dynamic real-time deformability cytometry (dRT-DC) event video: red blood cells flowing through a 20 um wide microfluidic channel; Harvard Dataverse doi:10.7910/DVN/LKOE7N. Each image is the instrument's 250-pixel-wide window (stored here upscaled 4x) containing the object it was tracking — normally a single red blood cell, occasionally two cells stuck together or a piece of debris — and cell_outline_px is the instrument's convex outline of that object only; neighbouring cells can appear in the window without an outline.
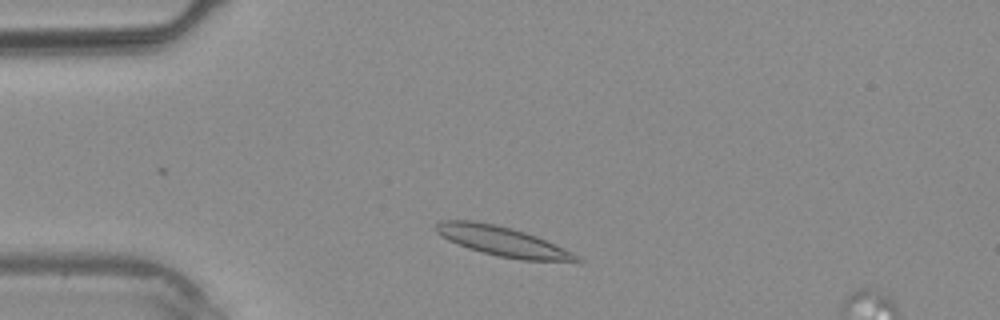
{"species": "common noctule bat (a hibernating species)", "species_latin": "Nyctalus noctula", "temperature_condition": "warm", "stored_images_in_passage": 34, "segment_of_instrument_passage": [1, 2], "camera_frame_rate_fps": 3000, "um_per_image_px": 0.085, "animal": {"sex": "male", "body_mass_g": 20.4}, "frame": {"image": 1, "passage_image": 4, "time_ms": 1.0, "image_size_px": [1000, 320], "cell_outline_px": [[584, 260], [580, 264], [520, 260], [500, 256], [468, 248], [448, 240], [440, 236], [436, 232], [436, 224], [440, 220], [472, 220], [496, 224], [512, 228], [536, 236], [572, 252], [580, 256]], "centroid_in_image_um": [42.83, 20.55], "position_along_channel_um": 42.2, "area_um2": 24.74}}
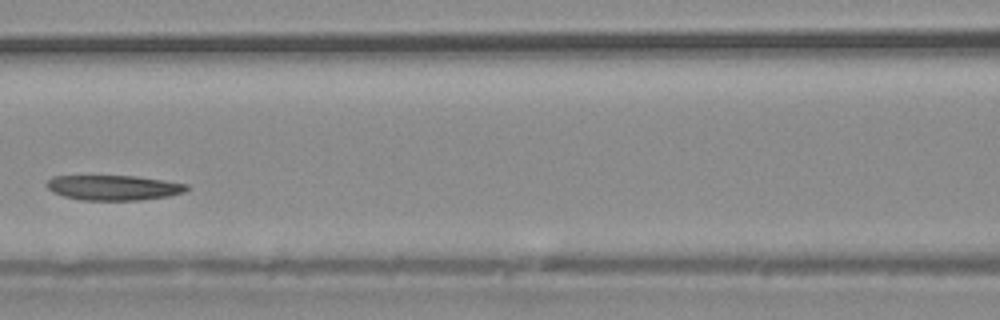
{"frame": {"image": 2, "passage_image": 12, "time_ms": 3.667, "image_size_px": [1000, 320], "cell_outline_px": [[188, 188], [184, 192], [168, 196], [140, 200], [80, 200], [64, 196], [52, 192], [44, 184], [52, 176], [136, 176], [164, 180], [188, 184]], "centroid_in_image_um": [9.63, 15.95], "position_along_channel_um": 157.0, "area_um2": 20.46}}
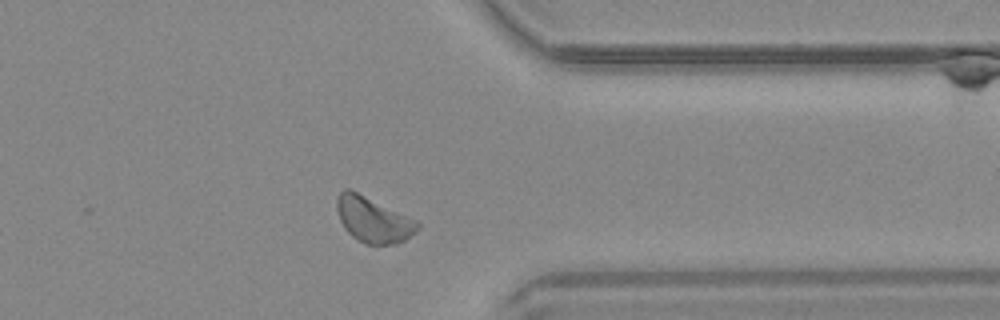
{"frame": {"image": 3, "passage_image": 25, "time_ms": 8.0, "image_size_px": [1000, 320], "cell_outline_px": [[420, 228], [416, 232], [404, 240], [396, 244], [364, 244], [352, 236], [344, 228], [340, 220], [336, 208], [336, 200], [340, 192], [344, 188], [348, 188], [416, 220], [420, 224]], "centroid_in_image_um": [31.7, 18.68], "position_along_channel_um": 379.7, "area_um2": 21.15}}